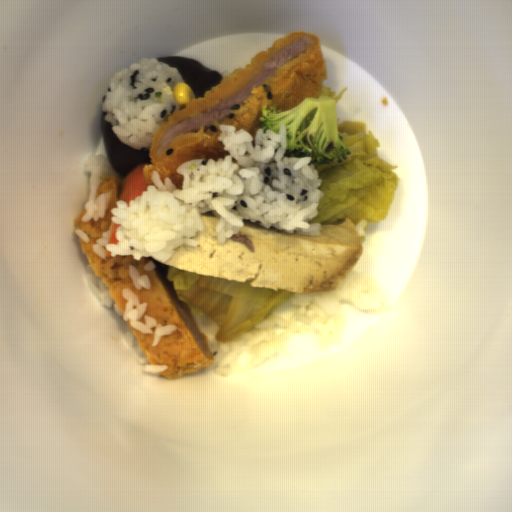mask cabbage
<instances>
[{"label": "cabbage", "instance_id": "cabbage-1", "mask_svg": "<svg viewBox=\"0 0 512 512\" xmlns=\"http://www.w3.org/2000/svg\"><path fill=\"white\" fill-rule=\"evenodd\" d=\"M337 129L352 153L341 162L315 165L322 178L318 190L324 197L318 202V216L308 223H320L322 227L350 219L356 227L361 220L383 222L399 180L392 170L399 167L380 157L381 142L365 123L343 120Z\"/></svg>", "mask_w": 512, "mask_h": 512}, {"label": "cabbage", "instance_id": "cabbage-2", "mask_svg": "<svg viewBox=\"0 0 512 512\" xmlns=\"http://www.w3.org/2000/svg\"><path fill=\"white\" fill-rule=\"evenodd\" d=\"M165 280L173 282L179 302L201 311L220 327L214 337L228 344L302 294L251 287L247 282L205 276L169 265Z\"/></svg>", "mask_w": 512, "mask_h": 512}, {"label": "cabbage", "instance_id": "cabbage-3", "mask_svg": "<svg viewBox=\"0 0 512 512\" xmlns=\"http://www.w3.org/2000/svg\"><path fill=\"white\" fill-rule=\"evenodd\" d=\"M347 89V87L343 88L342 90L339 91L338 95H336V91H332L329 87L321 86L320 93L318 96H326L333 99L335 105L338 101H340L343 98Z\"/></svg>", "mask_w": 512, "mask_h": 512}]
</instances>
